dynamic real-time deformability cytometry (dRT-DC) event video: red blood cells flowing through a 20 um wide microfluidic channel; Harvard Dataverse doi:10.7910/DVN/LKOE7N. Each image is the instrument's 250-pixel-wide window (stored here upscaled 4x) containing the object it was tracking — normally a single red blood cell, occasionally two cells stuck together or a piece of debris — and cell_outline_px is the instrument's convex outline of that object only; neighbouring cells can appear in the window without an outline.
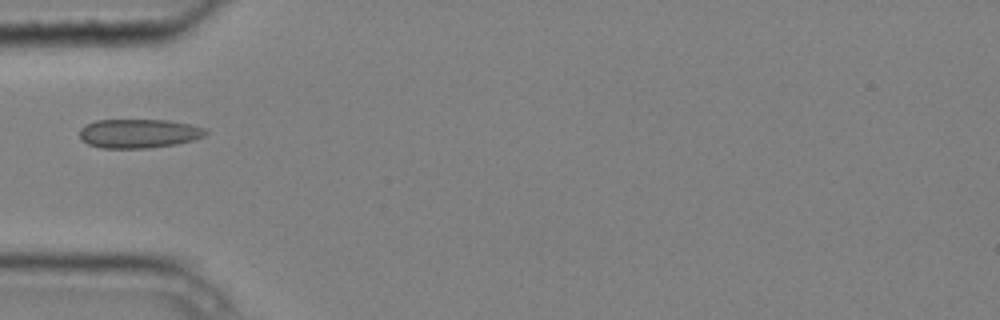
{"species": "common noctule bat (a hibernating species)", "species_latin": "Nyctalus noctula", "temperature_condition": "cold", "stored_images_in_passage": 6, "camera_frame_rate_fps": 3000, "um_per_image_px": 0.085, "animal": {"sex": "male", "body_mass_g": 20.4}, "frame": {"image": 1, "passage_image": 5, "time_ms": 1.333, "image_size_px": [1000, 320], "cell_outline_px": [[208, 132], [204, 136], [192, 140], [176, 144], [148, 148], [100, 148], [88, 144], [80, 140], [80, 128], [96, 120], [168, 120], [192, 124], [208, 128]], "centroid_in_image_um": [11.82, 11.34], "position_along_channel_um": 73.2, "area_um2": 21.5}}
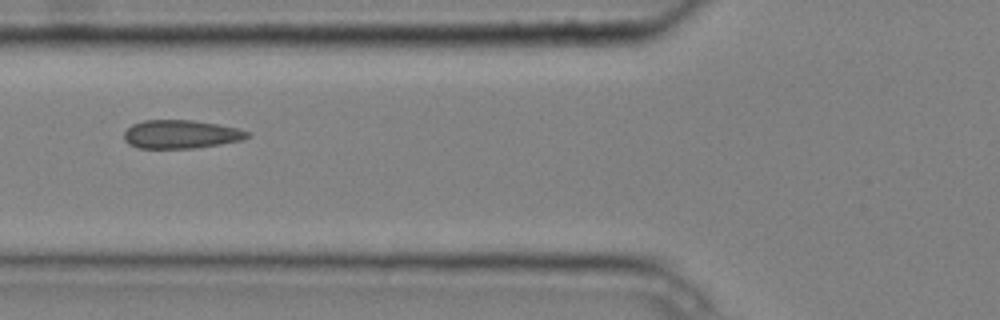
{"frame": {"image": 2, "passage_image": 6, "time_ms": 1.667, "image_size_px": [1000, 320], "cell_outline_px": [[252, 132], [244, 140], [196, 148], [136, 148], [128, 144], [124, 140], [124, 132], [132, 124], [144, 120], [192, 120], [240, 128]], "centroid_in_image_um": [15.39, 11.41], "position_along_channel_um": 110.4, "area_um2": 20.63}}